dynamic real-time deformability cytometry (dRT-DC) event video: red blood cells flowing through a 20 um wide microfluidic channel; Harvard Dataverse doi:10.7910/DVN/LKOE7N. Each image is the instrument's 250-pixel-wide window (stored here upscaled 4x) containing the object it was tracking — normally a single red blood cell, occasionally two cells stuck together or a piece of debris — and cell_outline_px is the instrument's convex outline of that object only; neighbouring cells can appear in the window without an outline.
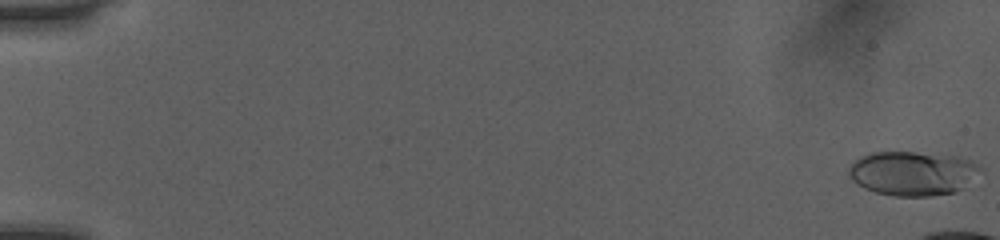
{"species": "human", "species_latin": "Homo sapiens", "temperature_condition": "room temperature", "stored_images_in_passage": 14, "camera_frame_rate_fps": 3000, "um_per_image_px": 0.085, "donor": {"sex": "female"}, "frame": {"image": 1, "passage_image": 1, "time_ms": 0.0, "image_size_px": [1000, 240], "cell_outline_px": [[984, 172], [964, 188], [956, 192], [932, 196], [892, 196], [876, 192], [864, 188], [856, 184], [848, 176], [848, 168], [860, 156], [872, 152], [916, 152], [956, 156], [972, 160], [980, 164], [984, 168]], "centroid_in_image_um": [77.65, 14.73], "position_along_channel_um": 7.4, "area_um2": 34.68}}